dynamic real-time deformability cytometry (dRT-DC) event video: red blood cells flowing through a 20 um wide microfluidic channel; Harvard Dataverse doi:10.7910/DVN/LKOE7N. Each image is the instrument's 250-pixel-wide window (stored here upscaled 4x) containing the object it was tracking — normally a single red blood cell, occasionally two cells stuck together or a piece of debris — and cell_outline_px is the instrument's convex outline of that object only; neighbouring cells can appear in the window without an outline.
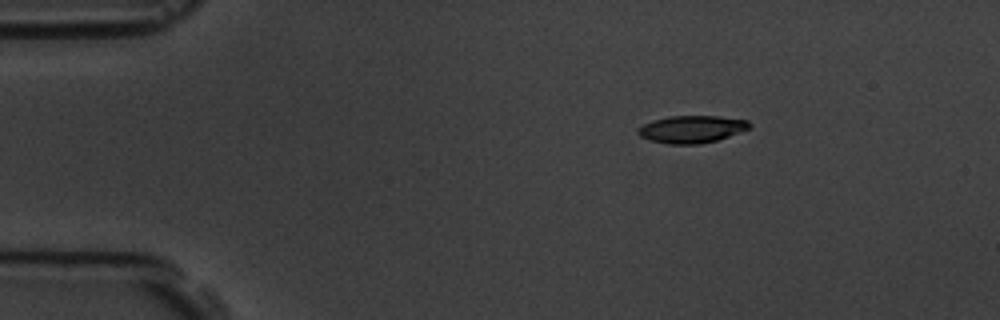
{"species": "common noctule bat (a hibernating species)", "species_latin": "Nyctalus noctula", "temperature_condition": "room temperature", "stored_images_in_passage": 3, "camera_frame_rate_fps": 3000, "um_per_image_px": 0.085, "animal": {"sex": "male", "body_mass_g": 19.5, "forearm_length_mm": 54.6}, "frame": {"image": 1, "passage_image": 1, "time_ms": 0.0, "image_size_px": [1000, 320], "cell_outline_px": [[752, 124], [748, 128], [728, 136], [716, 140], [700, 144], [668, 144], [652, 140], [640, 136], [636, 132], [636, 128], [652, 120], [668, 116], [720, 116], [748, 120]], "centroid_in_image_um": [58.76, 10.97], "position_along_channel_um": 26.2, "area_um2": 17.69}}